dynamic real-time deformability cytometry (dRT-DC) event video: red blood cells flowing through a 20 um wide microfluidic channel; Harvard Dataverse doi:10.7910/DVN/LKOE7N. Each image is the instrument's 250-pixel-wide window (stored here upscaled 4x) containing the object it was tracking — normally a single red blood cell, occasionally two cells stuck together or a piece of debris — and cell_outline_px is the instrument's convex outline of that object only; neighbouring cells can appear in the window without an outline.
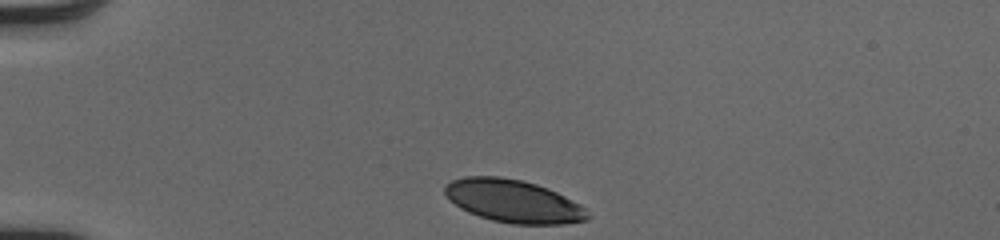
{"species": "human", "species_latin": "Homo sapiens", "temperature_condition": "cold", "stored_images_in_passage": 33, "camera_frame_rate_fps": 3000, "um_per_image_px": 0.085, "donor": {"sex": "male"}, "frame": {"image": 1, "passage_image": 1, "time_ms": 0.0, "image_size_px": [1000, 240], "cell_outline_px": [[592, 216], [588, 220], [564, 224], [512, 224], [492, 220], [468, 212], [460, 208], [444, 192], [444, 188], [452, 180], [464, 176], [500, 176], [520, 180], [536, 184], [548, 188], [580, 204]], "centroid_in_image_um": [43.67, 17.1], "position_along_channel_um": 41.3, "area_um2": 35.49}}
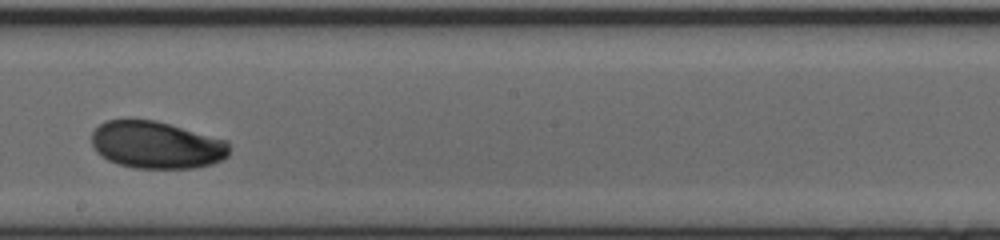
{"frame": {"image": 2, "passage_image": 19, "time_ms": 6.0, "image_size_px": [1000, 240], "cell_outline_px": [[228, 156], [212, 164], [196, 168], [132, 168], [108, 160], [100, 156], [96, 152], [92, 144], [92, 132], [104, 120], [156, 120], [228, 140]], "centroid_in_image_um": [13.29, 12.32], "position_along_channel_um": 234.9, "area_um2": 38.03}}
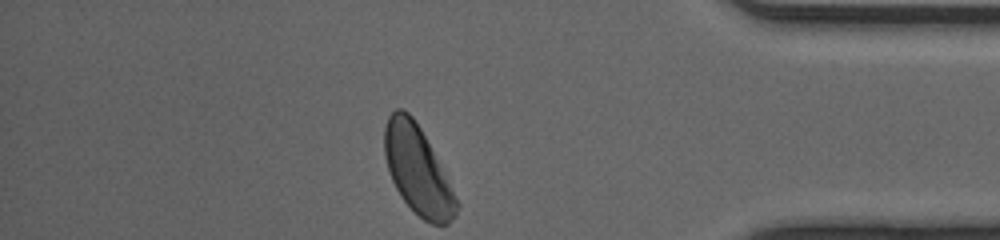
{"frame": {"image": 3, "passage_image": 33, "time_ms": 10.667, "image_size_px": [1000, 240], "cell_outline_px": [[460, 204], [456, 216], [448, 224], [432, 224], [424, 220], [400, 196], [392, 180], [384, 156], [384, 128], [388, 116], [396, 108], [400, 108], [408, 112], [412, 116], [420, 128], [456, 196]], "centroid_in_image_um": [35.49, 14.47], "position_along_channel_um": 399.7, "area_um2": 36.41}, "authors_computed_cell_mechanics": {"area_um2": 38.0324, "velocity_mm_per_s": 4.0514, "shape_relaxation_time_tau1_ms": 2.192, "shape_relaxation_time_tau2_ms": null, "deformation_change_tau1": 0.1091, "deformation_change_tau2": null}}